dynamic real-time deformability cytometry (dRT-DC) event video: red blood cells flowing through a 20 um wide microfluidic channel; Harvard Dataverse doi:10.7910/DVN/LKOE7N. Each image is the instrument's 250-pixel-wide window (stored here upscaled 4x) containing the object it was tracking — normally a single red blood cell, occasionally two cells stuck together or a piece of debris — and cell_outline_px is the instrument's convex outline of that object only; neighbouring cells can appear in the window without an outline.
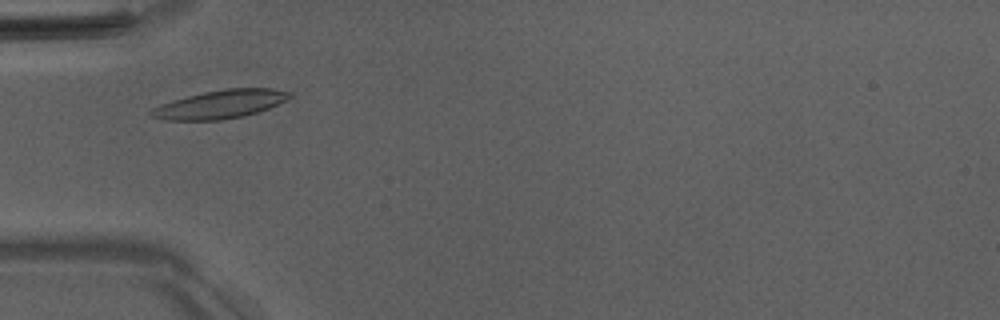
{"species": "Egyptian fruit bat (a non-hibernating species)", "species_latin": "Rousettus aegyptiacus", "temperature_condition": "room temperature", "stored_images_in_passage": 44, "camera_frame_rate_fps": 3000, "um_per_image_px": 0.085, "animal": {"sex": "male"}, "frame": {"image": 1, "passage_image": 9, "time_ms": 2.667, "image_size_px": [1000, 320], "cell_outline_px": [[292, 96], [268, 108], [244, 116], [220, 120], [164, 120], [152, 116], [148, 112], [152, 108], [160, 104], [172, 100], [204, 92], [228, 88], [272, 88], [292, 92]], "centroid_in_image_um": [18.7, 8.86], "position_along_channel_um": 66.3, "area_um2": 22.72}}
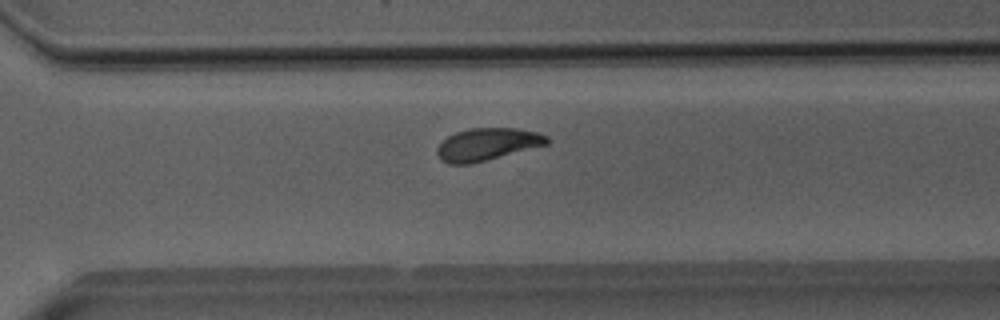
{"frame": {"image": 2, "passage_image": 29, "time_ms": 9.333, "image_size_px": [1000, 320], "cell_outline_px": [[548, 144], [472, 164], [448, 164], [440, 160], [436, 152], [436, 148], [448, 136], [456, 132], [468, 128], [516, 128], [540, 132], [548, 136]], "centroid_in_image_um": [41.41, 12.27], "position_along_channel_um": 329.2, "area_um2": 20.87}}
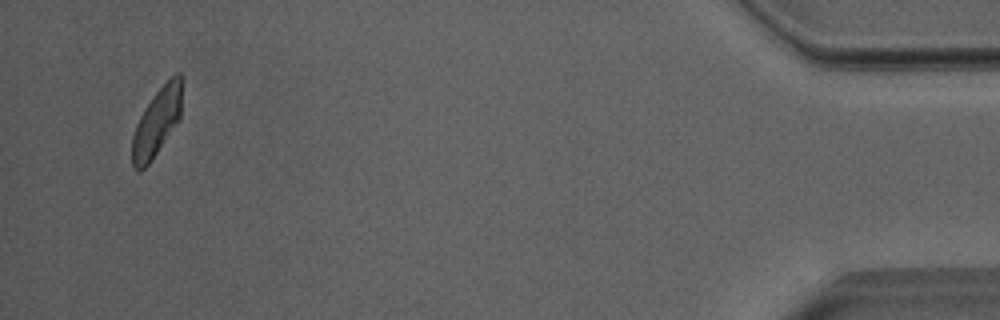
{"frame": {"image": 3, "passage_image": 42, "time_ms": 13.667, "image_size_px": [1000, 320], "cell_outline_px": [[180, 120], [148, 164], [140, 172], [132, 168], [132, 136], [136, 124], [144, 108], [156, 92], [176, 72], [180, 72]], "centroid_in_image_um": [13.29, 10.43], "position_along_channel_um": 421.9, "area_um2": 19.31}, "authors_computed_cell_mechanics": {"area_um2": 20.9236, "velocity_mm_per_s": 3.9655, "shape_relaxation_time_tau1_ms": 4.1534, "shape_relaxation_time_tau2_ms": 3.9615, "deformation_change_tau1": 0.1278, "deformation_change_tau2": 0.0662}}